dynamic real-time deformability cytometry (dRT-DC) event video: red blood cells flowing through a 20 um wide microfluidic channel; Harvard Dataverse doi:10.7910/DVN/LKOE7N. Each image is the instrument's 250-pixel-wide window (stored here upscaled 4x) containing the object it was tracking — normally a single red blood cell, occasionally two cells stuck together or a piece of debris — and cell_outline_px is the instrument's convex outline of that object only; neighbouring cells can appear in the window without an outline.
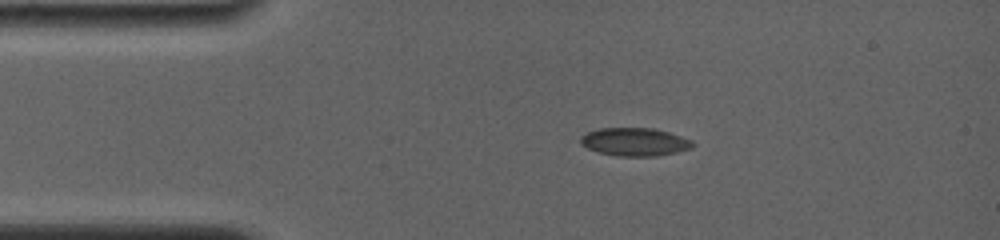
{"species": "common noctule bat (a hibernating species)", "species_latin": "Nyctalus noctula", "temperature_condition": "room temperature", "stored_images_in_passage": 66, "camera_frame_rate_fps": 4000, "um_per_image_px": 0.085, "animal": {"sex": "female", "body_mass_g": 19.0, "forearm_length_mm": 56.7}, "frame": {"image": 1, "passage_image": 1, "time_ms": 0.0, "image_size_px": [1000, 240], "cell_outline_px": [[696, 144], [692, 148], [676, 152], [656, 156], [616, 156], [600, 152], [588, 148], [580, 144], [580, 136], [588, 132], [600, 128], [656, 128], [692, 140]], "centroid_in_image_um": [53.97, 12.06], "position_along_channel_um": 31.0, "area_um2": 18.38}}
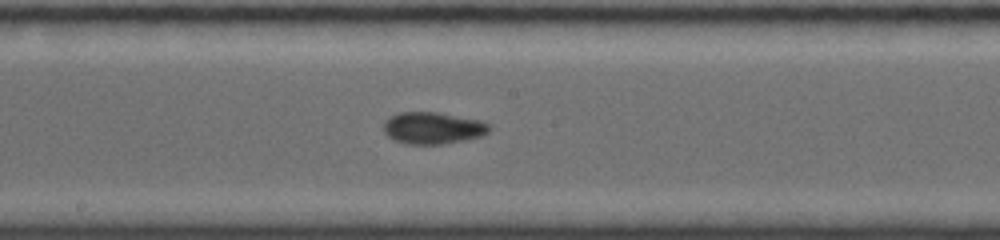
{"frame": {"image": 2, "passage_image": 26, "time_ms": 5.75, "image_size_px": [1000, 240], "cell_outline_px": [[492, 128], [488, 132], [480, 136], [464, 140], [440, 144], [408, 144], [396, 140], [388, 136], [384, 132], [384, 120], [388, 116], [400, 112], [440, 112], [480, 120], [488, 124]], "centroid_in_image_um": [36.78, 10.86], "position_along_channel_um": 211.4, "area_um2": 19.65}}
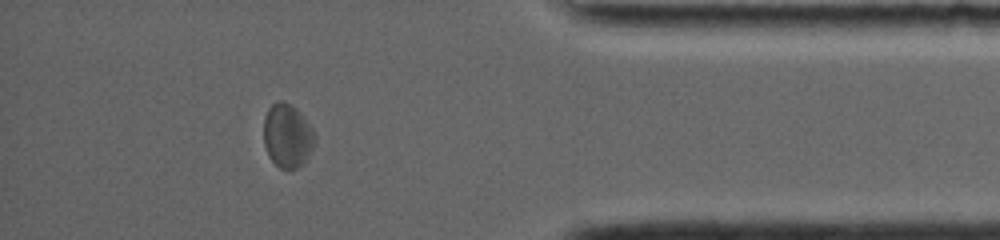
{"frame": {"image": 3, "passage_image": 56, "time_ms": 11.5, "image_size_px": [1000, 240], "cell_outline_px": [[316, 144], [304, 164], [296, 168], [280, 168], [268, 156], [264, 144], [264, 116], [268, 108], [272, 104], [280, 100], [296, 108], [304, 116], [312, 128], [316, 136]], "centroid_in_image_um": [24.45, 11.54], "position_along_channel_um": 410.7, "area_um2": 19.19}, "authors_computed_cell_mechanics": {"area_um2": 18.8428, "velocity_mm_per_s": 3.792, "shape_relaxation_time_tau1_ms": 2.6148, "shape_relaxation_time_tau2_ms": 3.0638, "deformation_change_tau1": 0.0967, "deformation_change_tau2": 0.0675}}